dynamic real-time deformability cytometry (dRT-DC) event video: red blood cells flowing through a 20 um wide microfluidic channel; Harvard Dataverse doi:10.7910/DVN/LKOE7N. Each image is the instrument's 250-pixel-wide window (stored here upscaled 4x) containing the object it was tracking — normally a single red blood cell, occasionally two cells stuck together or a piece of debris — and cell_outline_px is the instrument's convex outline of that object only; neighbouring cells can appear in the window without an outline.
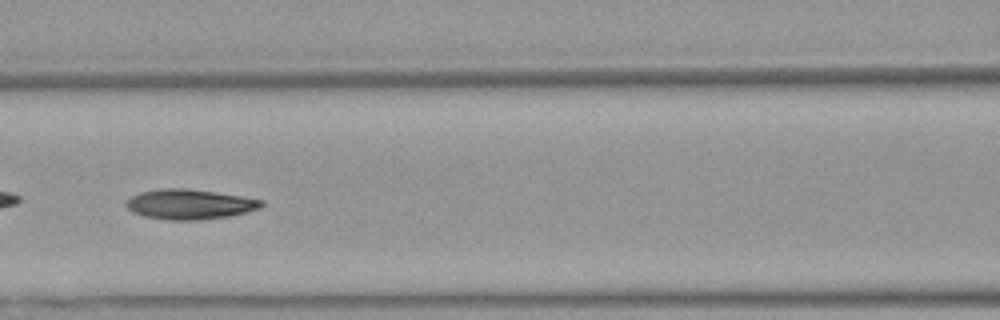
{"species": "Egyptian fruit bat (a non-hibernating species)", "species_latin": "Rousettus aegyptiacus", "temperature_condition": "warm", "stored_images_in_passage": 50, "camera_frame_rate_fps": 3000, "um_per_image_px": 0.085, "animal": {"sex": "female"}, "frame": {"image": 1, "passage_image": 22, "time_ms": 7.0, "image_size_px": [1000, 320], "cell_outline_px": [[264, 204], [260, 208], [228, 216], [196, 220], [168, 220], [144, 216], [132, 212], [124, 204], [132, 196], [140, 192], [160, 188], [188, 188], [216, 192], [264, 200]], "centroid_in_image_um": [16.1, 17.35], "position_along_channel_um": 150.5, "area_um2": 23.58}}
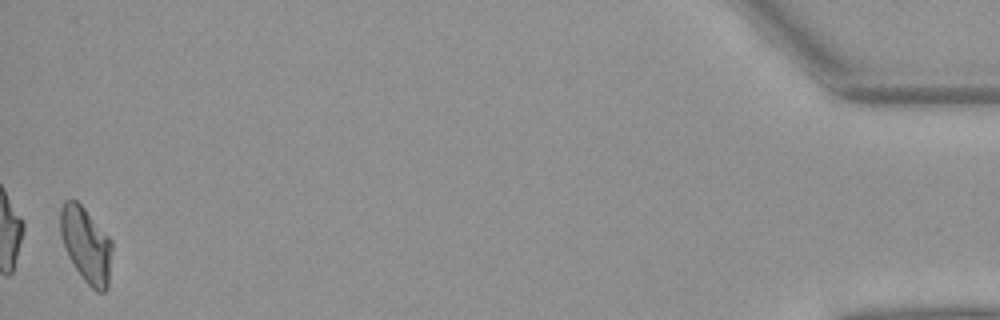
{"frame": {"image": 2, "passage_image": 50, "time_ms": 16.333, "image_size_px": [1000, 320], "cell_outline_px": [[112, 248], [108, 288], [104, 292], [96, 292], [84, 280], [68, 256], [60, 236], [60, 208], [64, 200], [76, 200], [84, 208], [112, 240]], "centroid_in_image_um": [7.32, 20.81], "position_along_channel_um": 427.9, "area_um2": 22.66}, "authors_computed_cell_mechanics": {"area_um2": 23.0333, "velocity_mm_per_s": 3.9587, "shape_relaxation_time_tau1_ms": 5.5118, "shape_relaxation_time_tau2_ms": 3.9993, "deformation_change_tau1": 0.2084, "deformation_change_tau2": 0.1107}}